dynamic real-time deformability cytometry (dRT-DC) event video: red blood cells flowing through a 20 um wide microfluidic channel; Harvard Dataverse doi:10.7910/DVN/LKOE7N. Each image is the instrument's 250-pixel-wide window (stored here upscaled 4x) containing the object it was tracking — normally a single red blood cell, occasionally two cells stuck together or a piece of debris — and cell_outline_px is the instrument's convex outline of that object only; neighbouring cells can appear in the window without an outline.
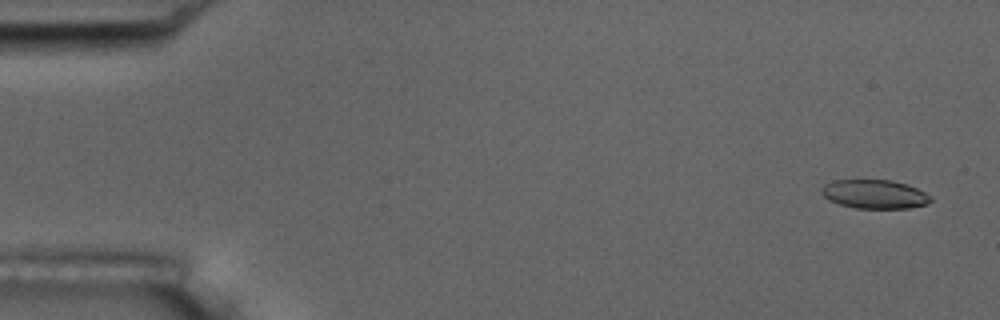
{"species": "common noctule bat (a hibernating species)", "species_latin": "Nyctalus noctula", "temperature_condition": "room temperature", "stored_images_in_passage": 5, "camera_frame_rate_fps": 3000, "um_per_image_px": 0.085, "animal": {"sex": "male", "body_mass_g": 17.5, "forearm_length_mm": 52.3}, "frame": {"image": 1, "passage_image": 1, "time_ms": 0.0, "image_size_px": [1000, 320], "cell_outline_px": [[932, 200], [928, 204], [912, 208], [856, 208], [840, 204], [828, 200], [820, 192], [824, 184], [836, 180], [892, 180], [916, 188], [932, 196]], "centroid_in_image_um": [74.35, 16.51], "position_along_channel_um": 10.6, "area_um2": 18.32}}
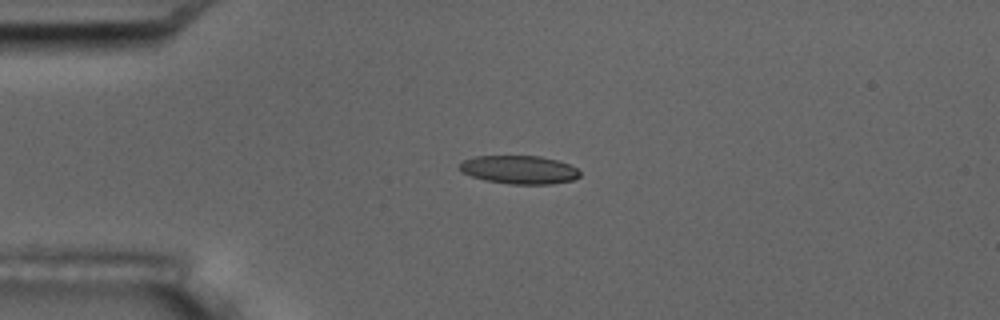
{"frame": {"image": 2, "passage_image": 4, "time_ms": 3.667, "image_size_px": [1000, 320], "cell_outline_px": [[580, 176], [572, 180], [552, 184], [508, 184], [484, 180], [472, 176], [464, 172], [460, 168], [460, 164], [464, 160], [476, 156], [540, 156], [556, 160], [568, 164], [576, 168], [580, 172]], "centroid_in_image_um": [44.15, 14.43], "position_along_channel_um": 40.8, "area_um2": 19.71}}